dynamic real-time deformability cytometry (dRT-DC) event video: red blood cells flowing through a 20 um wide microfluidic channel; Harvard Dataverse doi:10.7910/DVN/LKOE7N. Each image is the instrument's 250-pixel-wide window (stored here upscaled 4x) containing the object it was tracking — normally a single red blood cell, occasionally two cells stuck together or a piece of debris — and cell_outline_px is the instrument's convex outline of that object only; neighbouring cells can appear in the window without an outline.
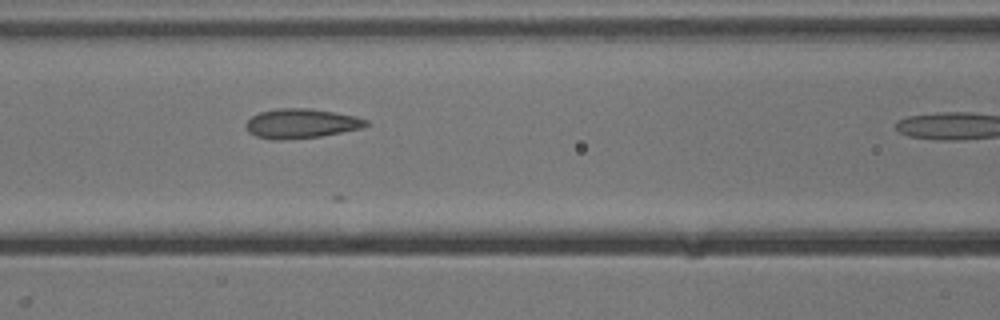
{"species": "common noctule bat (a hibernating species)", "species_latin": "Nyctalus noctula", "temperature_condition": "cold", "stored_images_in_passage": 14, "camera_frame_rate_fps": 3000, "um_per_image_px": 0.085, "animal": {"sex": "male", "body_mass_g": 13.3}, "frame": {"image": 1, "passage_image": 13, "time_ms": 4.0, "image_size_px": [1000, 320], "cell_outline_px": [[368, 124], [364, 128], [320, 136], [280, 140], [272, 140], [256, 136], [248, 132], [244, 128], [244, 124], [252, 116], [260, 112], [276, 108], [308, 108], [356, 116], [368, 120]], "centroid_in_image_um": [25.57, 10.5], "position_along_channel_um": 141.0, "area_um2": 20.75}}